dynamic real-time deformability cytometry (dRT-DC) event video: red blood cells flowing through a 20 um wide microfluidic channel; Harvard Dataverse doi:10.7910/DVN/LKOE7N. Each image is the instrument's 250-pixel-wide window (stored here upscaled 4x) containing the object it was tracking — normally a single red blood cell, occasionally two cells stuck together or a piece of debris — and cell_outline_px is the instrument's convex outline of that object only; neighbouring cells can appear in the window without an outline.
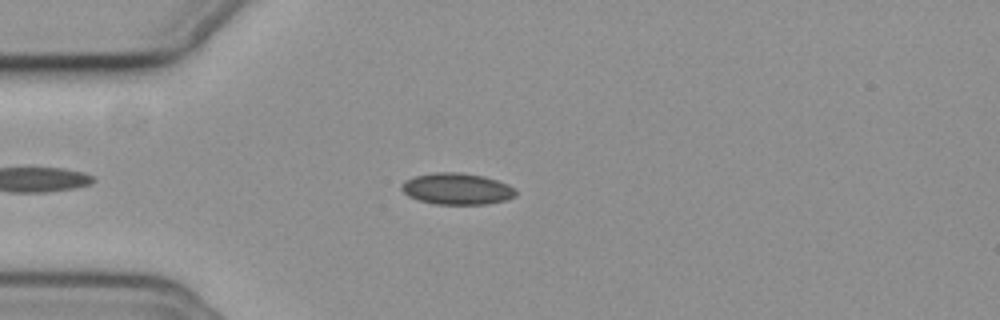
{"species": "common noctule bat (a hibernating species)", "species_latin": "Nyctalus noctula", "temperature_condition": "cold", "stored_images_in_passage": 45, "camera_frame_rate_fps": 3000, "um_per_image_px": 0.085, "animal": {"sex": "female", "body_mass_g": 19.3, "forearm_length_mm": 54.1}, "frame": {"image": 1, "passage_image": 8, "time_ms": 2.333, "image_size_px": [1000, 320], "cell_outline_px": [[516, 196], [504, 200], [484, 204], [436, 204], [420, 200], [408, 196], [400, 188], [400, 184], [404, 180], [412, 176], [432, 172], [460, 172], [484, 176], [508, 184], [516, 192]], "centroid_in_image_um": [38.78, 16.03], "position_along_channel_um": 46.2, "area_um2": 20.98}}
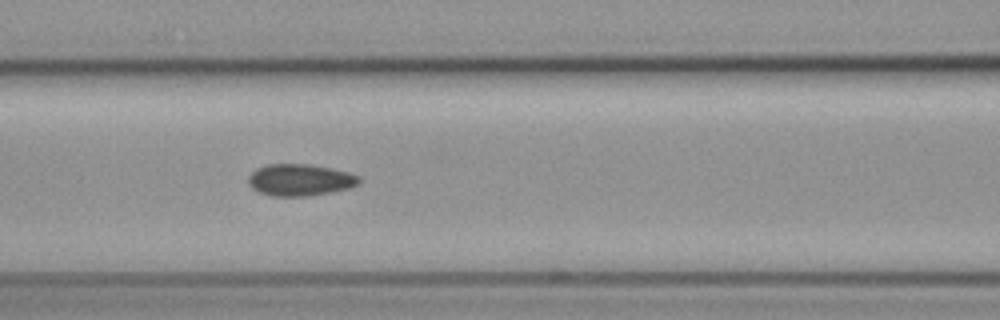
{"frame": {"image": 2, "passage_image": 17, "time_ms": 5.333, "image_size_px": [1000, 320], "cell_outline_px": [[360, 180], [356, 184], [348, 188], [332, 192], [304, 196], [268, 196], [252, 188], [248, 184], [248, 176], [256, 168], [268, 164], [312, 164], [332, 168], [348, 172], [360, 176]], "centroid_in_image_um": [25.47, 15.29], "position_along_channel_um": 141.1, "area_um2": 20.58}}
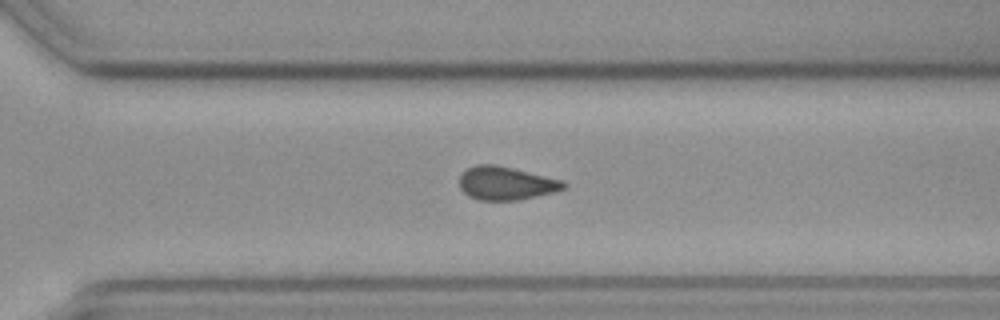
{"frame": {"image": 3, "passage_image": 32, "time_ms": 10.333, "image_size_px": [1000, 320], "cell_outline_px": [[568, 184], [564, 188], [556, 192], [516, 200], [476, 200], [468, 196], [460, 188], [460, 172], [476, 164], [496, 164], [560, 180]], "centroid_in_image_um": [42.96, 15.58], "position_along_channel_um": 327.6, "area_um2": 20.17}, "authors_computed_cell_mechanics": {"area_um2": 20.4612, "velocity_mm_per_s": 3.7388, "shape_relaxation_time_tau1_ms": 5.7565, "shape_relaxation_time_tau2_ms": 5.9217, "deformation_change_tau1": 0.0804, "deformation_change_tau2": 0.1098}}